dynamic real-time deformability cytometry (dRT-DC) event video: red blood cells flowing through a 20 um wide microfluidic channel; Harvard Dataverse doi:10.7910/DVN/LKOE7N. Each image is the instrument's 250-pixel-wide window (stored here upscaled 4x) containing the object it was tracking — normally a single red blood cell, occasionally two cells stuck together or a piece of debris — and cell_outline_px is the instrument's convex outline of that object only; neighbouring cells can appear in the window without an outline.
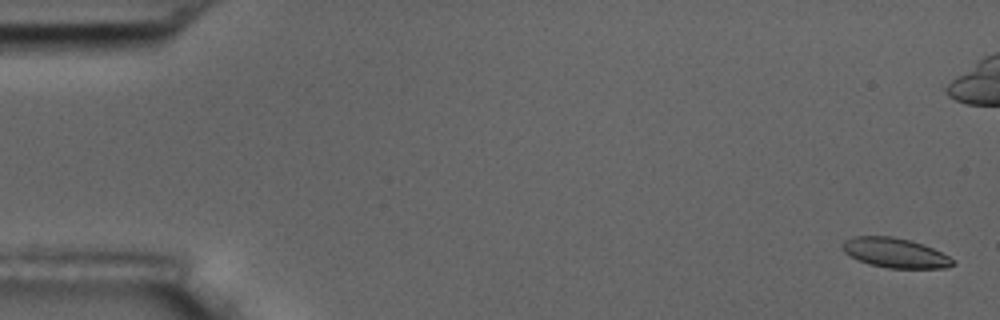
{"species": "common noctule bat (a hibernating species)", "species_latin": "Nyctalus noctula", "temperature_condition": "room temperature", "stored_images_in_passage": 2, "camera_frame_rate_fps": 3000, "um_per_image_px": 0.085, "animal": {"sex": "male", "body_mass_g": 17.5, "forearm_length_mm": 52.3}, "frame": {"image": 1, "passage_image": 1, "time_ms": 0.0, "image_size_px": [1000, 320], "cell_outline_px": [[956, 264], [948, 268], [888, 268], [868, 264], [856, 260], [844, 252], [840, 248], [840, 244], [844, 240], [852, 236], [892, 236], [912, 240], [932, 248], [956, 260]], "centroid_in_image_um": [76.05, 21.49], "position_along_channel_um": 9.0, "area_um2": 19.48}}